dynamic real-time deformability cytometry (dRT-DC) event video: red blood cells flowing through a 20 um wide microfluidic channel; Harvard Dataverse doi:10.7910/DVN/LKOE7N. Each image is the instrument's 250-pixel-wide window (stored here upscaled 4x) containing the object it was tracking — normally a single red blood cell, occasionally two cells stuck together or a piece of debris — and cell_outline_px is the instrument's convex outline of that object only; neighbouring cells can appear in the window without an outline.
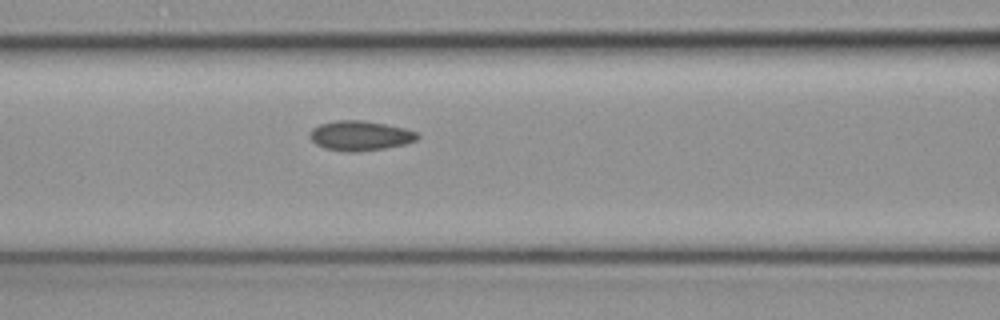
{"species": "common noctule bat (a hibernating species)", "species_latin": "Nyctalus noctula", "temperature_condition": "cold", "stored_images_in_passage": 5, "camera_frame_rate_fps": 3000, "um_per_image_px": 0.085, "animal": {"sex": "female", "body_mass_g": 19.3, "forearm_length_mm": 54.1}, "frame": {"image": 1, "passage_image": 5, "time_ms": 1.333, "image_size_px": [1000, 320], "cell_outline_px": [[420, 136], [416, 140], [404, 144], [384, 148], [356, 152], [348, 152], [324, 148], [316, 144], [308, 136], [308, 132], [312, 128], [320, 124], [336, 120], [364, 120], [404, 128], [416, 132]], "centroid_in_image_um": [30.57, 11.53], "position_along_channel_um": 136.0, "area_um2": 18.67}}